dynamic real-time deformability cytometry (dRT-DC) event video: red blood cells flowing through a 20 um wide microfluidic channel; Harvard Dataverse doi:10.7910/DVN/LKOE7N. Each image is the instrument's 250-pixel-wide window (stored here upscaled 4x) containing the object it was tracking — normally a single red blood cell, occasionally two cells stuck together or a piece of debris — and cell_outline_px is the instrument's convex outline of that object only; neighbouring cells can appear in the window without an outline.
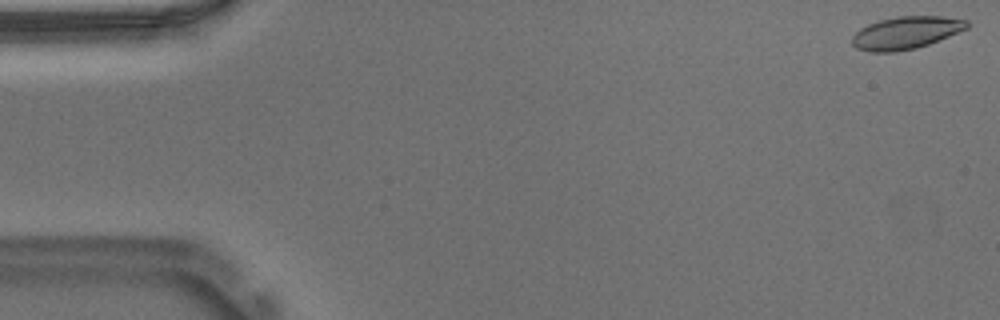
{"species": "Egyptian fruit bat (a non-hibernating species)", "species_latin": "Rousettus aegyptiacus", "temperature_condition": "warm", "stored_images_in_passage": 54, "camera_frame_rate_fps": 3000, "um_per_image_px": 0.085, "animal": {"sex": "male"}, "frame": {"image": 1, "passage_image": 1, "time_ms": 0.0, "image_size_px": [1000, 320], "cell_outline_px": [[968, 28], [928, 44], [916, 48], [896, 52], [868, 52], [856, 48], [852, 44], [852, 36], [860, 28], [868, 24], [880, 20], [896, 16], [944, 16], [968, 20]], "centroid_in_image_um": [76.98, 2.78], "position_along_channel_um": 8.0, "area_um2": 21.79}}
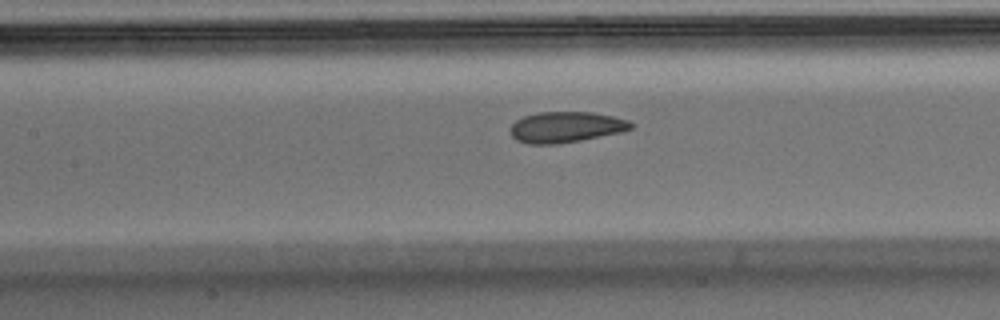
{"frame": {"image": 2, "passage_image": 24, "time_ms": 7.667, "image_size_px": [1000, 320], "cell_outline_px": [[636, 124], [632, 128], [620, 132], [580, 140], [556, 144], [528, 144], [516, 140], [512, 136], [508, 128], [516, 120], [524, 116], [536, 112], [592, 112], [612, 116], [628, 120]], "centroid_in_image_um": [48.07, 10.8], "position_along_channel_um": 159.3, "area_um2": 21.73}}
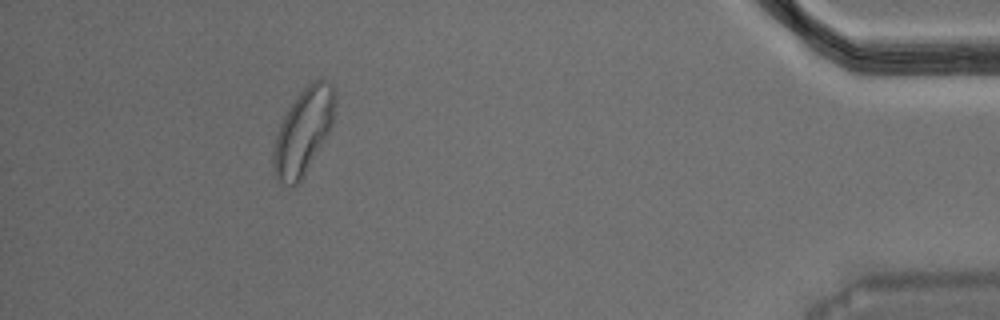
{"frame": {"image": 3, "passage_image": 49, "time_ms": 16.0, "image_size_px": [1000, 320], "cell_outline_px": [[336, 104], [332, 124], [328, 132], [304, 176], [296, 188], [280, 184], [276, 180], [272, 168], [272, 152], [276, 132], [288, 108], [296, 96], [312, 80], [324, 80], [332, 84], [336, 88]], "centroid_in_image_um": [25.76, 11.21], "position_along_channel_um": 409.4, "area_um2": 31.27}, "authors_computed_cell_mechanics": {"area_um2": 22.3108, "velocity_mm_per_s": 3.7092, "shape_relaxation_time_tau1_ms": 5.4859, "shape_relaxation_time_tau2_ms": 1.5565, "deformation_change_tau1": 0.1446, "deformation_change_tau2": 0.0783}}